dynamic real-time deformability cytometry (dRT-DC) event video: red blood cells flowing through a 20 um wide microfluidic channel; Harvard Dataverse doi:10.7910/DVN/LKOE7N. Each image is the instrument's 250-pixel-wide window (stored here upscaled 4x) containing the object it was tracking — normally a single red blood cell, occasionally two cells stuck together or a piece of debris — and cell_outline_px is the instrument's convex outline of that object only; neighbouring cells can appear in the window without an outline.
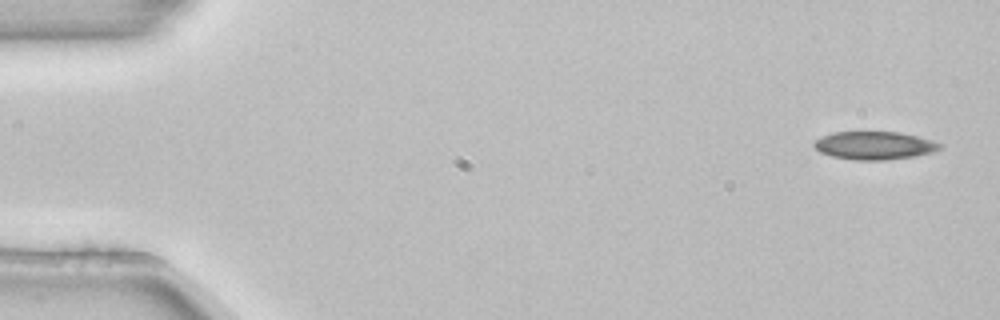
{"species": "common noctule bat (a hibernating species)", "species_latin": "Nyctalus noctula", "temperature_condition": "room temperature", "stored_images_in_passage": 4, "camera_frame_rate_fps": 3000, "um_per_image_px": 0.085, "animal": {"sex": "female", "body_mass_g": 22.7, "forearm_length_mm": 54.2}, "frame": {"image": 1, "passage_image": 1, "time_ms": 0.0, "image_size_px": [1000, 320], "cell_outline_px": [[944, 144], [940, 148], [932, 152], [916, 156], [884, 160], [852, 160], [832, 156], [820, 152], [812, 144], [820, 136], [832, 132], [896, 132], [916, 136], [932, 140]], "centroid_in_image_um": [74.31, 12.37], "position_along_channel_um": 10.7, "area_um2": 20.58}}
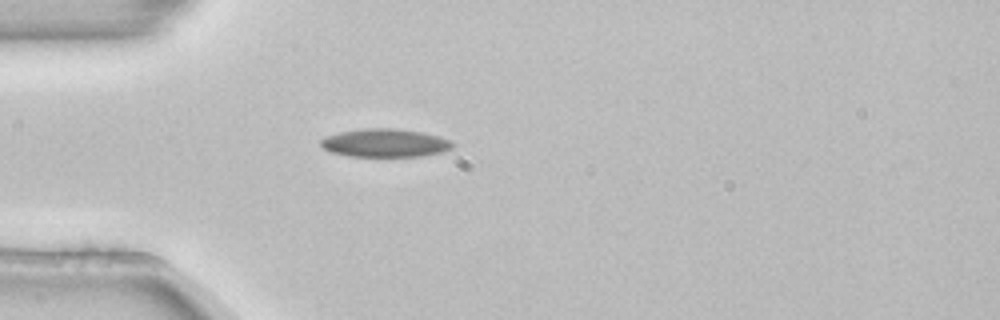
{"frame": {"image": 2, "passage_image": 4, "time_ms": 1.0, "image_size_px": [1000, 320], "cell_outline_px": [[456, 144], [452, 148], [444, 152], [424, 156], [348, 156], [328, 152], [320, 144], [320, 140], [324, 136], [340, 132], [364, 128], [392, 128], [420, 132], [440, 136], [452, 140]], "centroid_in_image_um": [32.75, 12.15], "position_along_channel_um": 52.3, "area_um2": 21.96}}